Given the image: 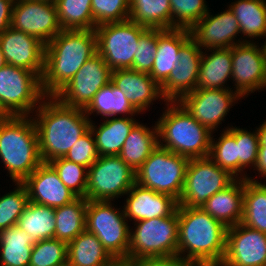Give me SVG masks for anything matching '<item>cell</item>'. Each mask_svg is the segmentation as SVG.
Segmentation results:
<instances>
[{"label": "cell", "instance_id": "cell-1", "mask_svg": "<svg viewBox=\"0 0 266 266\" xmlns=\"http://www.w3.org/2000/svg\"><path fill=\"white\" fill-rule=\"evenodd\" d=\"M227 227L200 207L178 206L177 261L181 266H219ZM188 254L182 257L181 254Z\"/></svg>", "mask_w": 266, "mask_h": 266}, {"label": "cell", "instance_id": "cell-2", "mask_svg": "<svg viewBox=\"0 0 266 266\" xmlns=\"http://www.w3.org/2000/svg\"><path fill=\"white\" fill-rule=\"evenodd\" d=\"M96 53L95 30H62L45 45L44 72L41 77L44 95L55 96Z\"/></svg>", "mask_w": 266, "mask_h": 266}, {"label": "cell", "instance_id": "cell-3", "mask_svg": "<svg viewBox=\"0 0 266 266\" xmlns=\"http://www.w3.org/2000/svg\"><path fill=\"white\" fill-rule=\"evenodd\" d=\"M39 105L34 120L42 163L64 157L89 129L91 121L84 109L62 104L55 96Z\"/></svg>", "mask_w": 266, "mask_h": 266}, {"label": "cell", "instance_id": "cell-4", "mask_svg": "<svg viewBox=\"0 0 266 266\" xmlns=\"http://www.w3.org/2000/svg\"><path fill=\"white\" fill-rule=\"evenodd\" d=\"M28 116L0 120V157L14 182H23L41 164L37 129Z\"/></svg>", "mask_w": 266, "mask_h": 266}, {"label": "cell", "instance_id": "cell-5", "mask_svg": "<svg viewBox=\"0 0 266 266\" xmlns=\"http://www.w3.org/2000/svg\"><path fill=\"white\" fill-rule=\"evenodd\" d=\"M170 104L156 124L158 136L165 141L163 145L161 140L158 141V145L189 159L208 157L211 131L193 118L180 103L179 106L176 102Z\"/></svg>", "mask_w": 266, "mask_h": 266}, {"label": "cell", "instance_id": "cell-6", "mask_svg": "<svg viewBox=\"0 0 266 266\" xmlns=\"http://www.w3.org/2000/svg\"><path fill=\"white\" fill-rule=\"evenodd\" d=\"M129 235V260L169 259L177 261L178 206L169 216L138 221Z\"/></svg>", "mask_w": 266, "mask_h": 266}, {"label": "cell", "instance_id": "cell-7", "mask_svg": "<svg viewBox=\"0 0 266 266\" xmlns=\"http://www.w3.org/2000/svg\"><path fill=\"white\" fill-rule=\"evenodd\" d=\"M189 158L158 145L136 171V183L144 188L180 199Z\"/></svg>", "mask_w": 266, "mask_h": 266}, {"label": "cell", "instance_id": "cell-8", "mask_svg": "<svg viewBox=\"0 0 266 266\" xmlns=\"http://www.w3.org/2000/svg\"><path fill=\"white\" fill-rule=\"evenodd\" d=\"M44 97L36 73L9 64L0 69V107L7 116H27Z\"/></svg>", "mask_w": 266, "mask_h": 266}, {"label": "cell", "instance_id": "cell-9", "mask_svg": "<svg viewBox=\"0 0 266 266\" xmlns=\"http://www.w3.org/2000/svg\"><path fill=\"white\" fill-rule=\"evenodd\" d=\"M111 201L88 200L86 231L95 234L114 259H128L130 230L124 210L114 209Z\"/></svg>", "mask_w": 266, "mask_h": 266}, {"label": "cell", "instance_id": "cell-10", "mask_svg": "<svg viewBox=\"0 0 266 266\" xmlns=\"http://www.w3.org/2000/svg\"><path fill=\"white\" fill-rule=\"evenodd\" d=\"M146 29L129 19L99 25L95 27L97 52L112 71L132 69L139 37Z\"/></svg>", "mask_w": 266, "mask_h": 266}, {"label": "cell", "instance_id": "cell-11", "mask_svg": "<svg viewBox=\"0 0 266 266\" xmlns=\"http://www.w3.org/2000/svg\"><path fill=\"white\" fill-rule=\"evenodd\" d=\"M87 173V200H113L136 183V172L119 156H99Z\"/></svg>", "mask_w": 266, "mask_h": 266}, {"label": "cell", "instance_id": "cell-12", "mask_svg": "<svg viewBox=\"0 0 266 266\" xmlns=\"http://www.w3.org/2000/svg\"><path fill=\"white\" fill-rule=\"evenodd\" d=\"M236 177L209 157L191 158L186 169L178 206L201 207L211 196L229 186Z\"/></svg>", "mask_w": 266, "mask_h": 266}, {"label": "cell", "instance_id": "cell-13", "mask_svg": "<svg viewBox=\"0 0 266 266\" xmlns=\"http://www.w3.org/2000/svg\"><path fill=\"white\" fill-rule=\"evenodd\" d=\"M11 27L36 37L45 45L63 30L56 3L45 0H15Z\"/></svg>", "mask_w": 266, "mask_h": 266}, {"label": "cell", "instance_id": "cell-14", "mask_svg": "<svg viewBox=\"0 0 266 266\" xmlns=\"http://www.w3.org/2000/svg\"><path fill=\"white\" fill-rule=\"evenodd\" d=\"M111 74L112 70L97 52L55 97L64 105L85 109L95 94L111 81Z\"/></svg>", "mask_w": 266, "mask_h": 266}, {"label": "cell", "instance_id": "cell-15", "mask_svg": "<svg viewBox=\"0 0 266 266\" xmlns=\"http://www.w3.org/2000/svg\"><path fill=\"white\" fill-rule=\"evenodd\" d=\"M219 266H266V234L241 222L228 227L225 255Z\"/></svg>", "mask_w": 266, "mask_h": 266}, {"label": "cell", "instance_id": "cell-16", "mask_svg": "<svg viewBox=\"0 0 266 266\" xmlns=\"http://www.w3.org/2000/svg\"><path fill=\"white\" fill-rule=\"evenodd\" d=\"M240 96L229 89H195L178 102L201 125L211 132L227 115L233 101Z\"/></svg>", "mask_w": 266, "mask_h": 266}, {"label": "cell", "instance_id": "cell-17", "mask_svg": "<svg viewBox=\"0 0 266 266\" xmlns=\"http://www.w3.org/2000/svg\"><path fill=\"white\" fill-rule=\"evenodd\" d=\"M240 42V43H239ZM232 47V75L236 93L241 97L266 86L263 46L258 48L248 41Z\"/></svg>", "mask_w": 266, "mask_h": 266}, {"label": "cell", "instance_id": "cell-18", "mask_svg": "<svg viewBox=\"0 0 266 266\" xmlns=\"http://www.w3.org/2000/svg\"><path fill=\"white\" fill-rule=\"evenodd\" d=\"M0 47L6 64L32 71L42 77L45 44L39 39L10 27L0 35Z\"/></svg>", "mask_w": 266, "mask_h": 266}, {"label": "cell", "instance_id": "cell-19", "mask_svg": "<svg viewBox=\"0 0 266 266\" xmlns=\"http://www.w3.org/2000/svg\"><path fill=\"white\" fill-rule=\"evenodd\" d=\"M201 50L192 38L181 47L179 65L160 86L164 101L178 102L184 95L196 89L203 53Z\"/></svg>", "mask_w": 266, "mask_h": 266}, {"label": "cell", "instance_id": "cell-20", "mask_svg": "<svg viewBox=\"0 0 266 266\" xmlns=\"http://www.w3.org/2000/svg\"><path fill=\"white\" fill-rule=\"evenodd\" d=\"M29 201L49 207L69 204L77 196L60 180L58 173L49 163H42L23 182Z\"/></svg>", "mask_w": 266, "mask_h": 266}, {"label": "cell", "instance_id": "cell-21", "mask_svg": "<svg viewBox=\"0 0 266 266\" xmlns=\"http://www.w3.org/2000/svg\"><path fill=\"white\" fill-rule=\"evenodd\" d=\"M191 38L202 48L220 49L236 45L233 38L240 33L236 16L230 8L216 16L207 12L191 29ZM233 40V41H232Z\"/></svg>", "mask_w": 266, "mask_h": 266}, {"label": "cell", "instance_id": "cell-22", "mask_svg": "<svg viewBox=\"0 0 266 266\" xmlns=\"http://www.w3.org/2000/svg\"><path fill=\"white\" fill-rule=\"evenodd\" d=\"M126 199L124 214L136 223L156 217L171 215L178 206V202L171 196L155 192L135 183Z\"/></svg>", "mask_w": 266, "mask_h": 266}, {"label": "cell", "instance_id": "cell-23", "mask_svg": "<svg viewBox=\"0 0 266 266\" xmlns=\"http://www.w3.org/2000/svg\"><path fill=\"white\" fill-rule=\"evenodd\" d=\"M111 82L124 93L132 106L140 113L155 98L162 97L161 87L147 73L132 69L112 71ZM160 95V96H159Z\"/></svg>", "mask_w": 266, "mask_h": 266}, {"label": "cell", "instance_id": "cell-24", "mask_svg": "<svg viewBox=\"0 0 266 266\" xmlns=\"http://www.w3.org/2000/svg\"><path fill=\"white\" fill-rule=\"evenodd\" d=\"M191 38L189 29H158L157 52L149 75L161 86L179 65L180 49Z\"/></svg>", "mask_w": 266, "mask_h": 266}, {"label": "cell", "instance_id": "cell-25", "mask_svg": "<svg viewBox=\"0 0 266 266\" xmlns=\"http://www.w3.org/2000/svg\"><path fill=\"white\" fill-rule=\"evenodd\" d=\"M241 179H235L229 186L211 196L200 207L227 228L237 225L242 220L244 178Z\"/></svg>", "mask_w": 266, "mask_h": 266}, {"label": "cell", "instance_id": "cell-26", "mask_svg": "<svg viewBox=\"0 0 266 266\" xmlns=\"http://www.w3.org/2000/svg\"><path fill=\"white\" fill-rule=\"evenodd\" d=\"M114 260L97 236L86 230L67 244V266H110Z\"/></svg>", "mask_w": 266, "mask_h": 266}, {"label": "cell", "instance_id": "cell-27", "mask_svg": "<svg viewBox=\"0 0 266 266\" xmlns=\"http://www.w3.org/2000/svg\"><path fill=\"white\" fill-rule=\"evenodd\" d=\"M213 51L209 56L202 53L196 89H226L223 84L232 75V47Z\"/></svg>", "mask_w": 266, "mask_h": 266}, {"label": "cell", "instance_id": "cell-28", "mask_svg": "<svg viewBox=\"0 0 266 266\" xmlns=\"http://www.w3.org/2000/svg\"><path fill=\"white\" fill-rule=\"evenodd\" d=\"M158 138L157 126L151 131L150 128L136 123L118 156L136 172L158 146Z\"/></svg>", "mask_w": 266, "mask_h": 266}, {"label": "cell", "instance_id": "cell-29", "mask_svg": "<svg viewBox=\"0 0 266 266\" xmlns=\"http://www.w3.org/2000/svg\"><path fill=\"white\" fill-rule=\"evenodd\" d=\"M136 123L132 117H114L110 120H105L97 130L96 126L90 123V129L95 134L99 156H118L127 136Z\"/></svg>", "mask_w": 266, "mask_h": 266}, {"label": "cell", "instance_id": "cell-30", "mask_svg": "<svg viewBox=\"0 0 266 266\" xmlns=\"http://www.w3.org/2000/svg\"><path fill=\"white\" fill-rule=\"evenodd\" d=\"M34 244L32 237L17 225L1 230V266H29Z\"/></svg>", "mask_w": 266, "mask_h": 266}, {"label": "cell", "instance_id": "cell-31", "mask_svg": "<svg viewBox=\"0 0 266 266\" xmlns=\"http://www.w3.org/2000/svg\"><path fill=\"white\" fill-rule=\"evenodd\" d=\"M88 200L77 197L69 204L55 208L54 238L67 244L86 230Z\"/></svg>", "mask_w": 266, "mask_h": 266}, {"label": "cell", "instance_id": "cell-32", "mask_svg": "<svg viewBox=\"0 0 266 266\" xmlns=\"http://www.w3.org/2000/svg\"><path fill=\"white\" fill-rule=\"evenodd\" d=\"M129 20L147 29H172L170 0H130Z\"/></svg>", "mask_w": 266, "mask_h": 266}, {"label": "cell", "instance_id": "cell-33", "mask_svg": "<svg viewBox=\"0 0 266 266\" xmlns=\"http://www.w3.org/2000/svg\"><path fill=\"white\" fill-rule=\"evenodd\" d=\"M17 226L26 231L34 242L54 238L55 208L29 201Z\"/></svg>", "mask_w": 266, "mask_h": 266}, {"label": "cell", "instance_id": "cell-34", "mask_svg": "<svg viewBox=\"0 0 266 266\" xmlns=\"http://www.w3.org/2000/svg\"><path fill=\"white\" fill-rule=\"evenodd\" d=\"M241 223L266 234V185L244 177Z\"/></svg>", "mask_w": 266, "mask_h": 266}, {"label": "cell", "instance_id": "cell-35", "mask_svg": "<svg viewBox=\"0 0 266 266\" xmlns=\"http://www.w3.org/2000/svg\"><path fill=\"white\" fill-rule=\"evenodd\" d=\"M229 8L236 16L243 35L266 36V3L264 0H238Z\"/></svg>", "mask_w": 266, "mask_h": 266}, {"label": "cell", "instance_id": "cell-36", "mask_svg": "<svg viewBox=\"0 0 266 266\" xmlns=\"http://www.w3.org/2000/svg\"><path fill=\"white\" fill-rule=\"evenodd\" d=\"M102 116L111 117L120 113H139L111 81L102 87L93 97L89 105L84 109L85 114L95 112Z\"/></svg>", "mask_w": 266, "mask_h": 266}, {"label": "cell", "instance_id": "cell-37", "mask_svg": "<svg viewBox=\"0 0 266 266\" xmlns=\"http://www.w3.org/2000/svg\"><path fill=\"white\" fill-rule=\"evenodd\" d=\"M92 0H57L59 23L63 30H95Z\"/></svg>", "mask_w": 266, "mask_h": 266}, {"label": "cell", "instance_id": "cell-38", "mask_svg": "<svg viewBox=\"0 0 266 266\" xmlns=\"http://www.w3.org/2000/svg\"><path fill=\"white\" fill-rule=\"evenodd\" d=\"M217 143L211 138L209 158L220 168L227 170L235 177L238 173V145L236 128H229L220 136Z\"/></svg>", "mask_w": 266, "mask_h": 266}, {"label": "cell", "instance_id": "cell-39", "mask_svg": "<svg viewBox=\"0 0 266 266\" xmlns=\"http://www.w3.org/2000/svg\"><path fill=\"white\" fill-rule=\"evenodd\" d=\"M29 266H67V243L55 238L35 242Z\"/></svg>", "mask_w": 266, "mask_h": 266}, {"label": "cell", "instance_id": "cell-40", "mask_svg": "<svg viewBox=\"0 0 266 266\" xmlns=\"http://www.w3.org/2000/svg\"><path fill=\"white\" fill-rule=\"evenodd\" d=\"M48 163L55 169L60 180L72 193L77 197L85 198L88 177V173L85 172L86 167L64 157L51 160Z\"/></svg>", "mask_w": 266, "mask_h": 266}, {"label": "cell", "instance_id": "cell-41", "mask_svg": "<svg viewBox=\"0 0 266 266\" xmlns=\"http://www.w3.org/2000/svg\"><path fill=\"white\" fill-rule=\"evenodd\" d=\"M17 189L0 198V231L13 225L25 210L29 202L27 188L22 182H17Z\"/></svg>", "mask_w": 266, "mask_h": 266}, {"label": "cell", "instance_id": "cell-42", "mask_svg": "<svg viewBox=\"0 0 266 266\" xmlns=\"http://www.w3.org/2000/svg\"><path fill=\"white\" fill-rule=\"evenodd\" d=\"M170 4L172 29L190 30L209 11L204 0H170Z\"/></svg>", "mask_w": 266, "mask_h": 266}, {"label": "cell", "instance_id": "cell-43", "mask_svg": "<svg viewBox=\"0 0 266 266\" xmlns=\"http://www.w3.org/2000/svg\"><path fill=\"white\" fill-rule=\"evenodd\" d=\"M91 9L95 27L123 22L129 19L130 0H92Z\"/></svg>", "mask_w": 266, "mask_h": 266}, {"label": "cell", "instance_id": "cell-44", "mask_svg": "<svg viewBox=\"0 0 266 266\" xmlns=\"http://www.w3.org/2000/svg\"><path fill=\"white\" fill-rule=\"evenodd\" d=\"M158 29H146L139 37L132 70L149 74L157 52Z\"/></svg>", "mask_w": 266, "mask_h": 266}, {"label": "cell", "instance_id": "cell-45", "mask_svg": "<svg viewBox=\"0 0 266 266\" xmlns=\"http://www.w3.org/2000/svg\"><path fill=\"white\" fill-rule=\"evenodd\" d=\"M93 131L89 129L81 138L78 139L71 149L64 156L65 159L74 163L83 165L86 168L91 167L99 158L96 148Z\"/></svg>", "mask_w": 266, "mask_h": 266}, {"label": "cell", "instance_id": "cell-46", "mask_svg": "<svg viewBox=\"0 0 266 266\" xmlns=\"http://www.w3.org/2000/svg\"><path fill=\"white\" fill-rule=\"evenodd\" d=\"M236 144L238 145V172L243 171V167L249 164L255 167L259 148L258 131L250 133L236 127Z\"/></svg>", "mask_w": 266, "mask_h": 266}, {"label": "cell", "instance_id": "cell-47", "mask_svg": "<svg viewBox=\"0 0 266 266\" xmlns=\"http://www.w3.org/2000/svg\"><path fill=\"white\" fill-rule=\"evenodd\" d=\"M14 1L15 0H0V35L11 27Z\"/></svg>", "mask_w": 266, "mask_h": 266}, {"label": "cell", "instance_id": "cell-48", "mask_svg": "<svg viewBox=\"0 0 266 266\" xmlns=\"http://www.w3.org/2000/svg\"><path fill=\"white\" fill-rule=\"evenodd\" d=\"M138 266H181L178 261L169 259L138 260Z\"/></svg>", "mask_w": 266, "mask_h": 266}, {"label": "cell", "instance_id": "cell-49", "mask_svg": "<svg viewBox=\"0 0 266 266\" xmlns=\"http://www.w3.org/2000/svg\"><path fill=\"white\" fill-rule=\"evenodd\" d=\"M255 168L259 171V173H261L262 176H266V148H258Z\"/></svg>", "mask_w": 266, "mask_h": 266}, {"label": "cell", "instance_id": "cell-50", "mask_svg": "<svg viewBox=\"0 0 266 266\" xmlns=\"http://www.w3.org/2000/svg\"><path fill=\"white\" fill-rule=\"evenodd\" d=\"M259 148H266V122L258 128Z\"/></svg>", "mask_w": 266, "mask_h": 266}, {"label": "cell", "instance_id": "cell-51", "mask_svg": "<svg viewBox=\"0 0 266 266\" xmlns=\"http://www.w3.org/2000/svg\"><path fill=\"white\" fill-rule=\"evenodd\" d=\"M110 266H138V260L115 259Z\"/></svg>", "mask_w": 266, "mask_h": 266}, {"label": "cell", "instance_id": "cell-52", "mask_svg": "<svg viewBox=\"0 0 266 266\" xmlns=\"http://www.w3.org/2000/svg\"><path fill=\"white\" fill-rule=\"evenodd\" d=\"M6 65V62H5V59H4V56H3V53H2V50H1V47H0V69Z\"/></svg>", "mask_w": 266, "mask_h": 266}, {"label": "cell", "instance_id": "cell-53", "mask_svg": "<svg viewBox=\"0 0 266 266\" xmlns=\"http://www.w3.org/2000/svg\"><path fill=\"white\" fill-rule=\"evenodd\" d=\"M7 115L3 112V110L0 107V120L5 119Z\"/></svg>", "mask_w": 266, "mask_h": 266}, {"label": "cell", "instance_id": "cell-54", "mask_svg": "<svg viewBox=\"0 0 266 266\" xmlns=\"http://www.w3.org/2000/svg\"><path fill=\"white\" fill-rule=\"evenodd\" d=\"M263 51H264V58H265V73H266V42H265V45H263Z\"/></svg>", "mask_w": 266, "mask_h": 266}, {"label": "cell", "instance_id": "cell-55", "mask_svg": "<svg viewBox=\"0 0 266 266\" xmlns=\"http://www.w3.org/2000/svg\"><path fill=\"white\" fill-rule=\"evenodd\" d=\"M45 1L56 2L57 0H45Z\"/></svg>", "mask_w": 266, "mask_h": 266}]
</instances>
